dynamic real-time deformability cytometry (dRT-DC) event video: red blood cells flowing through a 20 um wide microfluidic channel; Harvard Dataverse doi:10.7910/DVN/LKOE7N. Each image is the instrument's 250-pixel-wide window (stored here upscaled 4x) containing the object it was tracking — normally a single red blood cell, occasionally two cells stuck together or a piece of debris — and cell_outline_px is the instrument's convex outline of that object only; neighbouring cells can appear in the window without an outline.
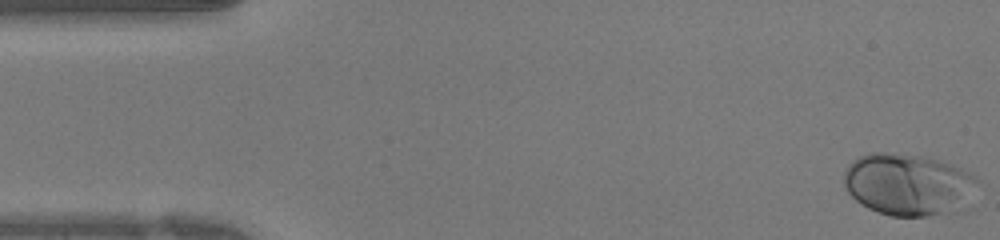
{"species": "human", "species_latin": "Homo sapiens", "temperature_condition": "warm", "stored_images_in_passage": 41, "camera_frame_rate_fps": 3000, "um_per_image_px": 0.085, "donor": {"sex": "female"}, "frame": {"image": 1, "passage_image": 1, "time_ms": 0.0, "image_size_px": [1000, 240], "cell_outline_px": [[980, 180], [940, 212], [928, 216], [892, 216], [868, 208], [860, 204], [848, 192], [844, 184], [844, 172], [848, 164], [852, 160], [868, 152], [884, 152], [920, 156], [940, 160], [952, 164], [976, 176]], "centroid_in_image_um": [76.96, 15.6], "position_along_channel_um": 8.0, "area_um2": 45.95}}
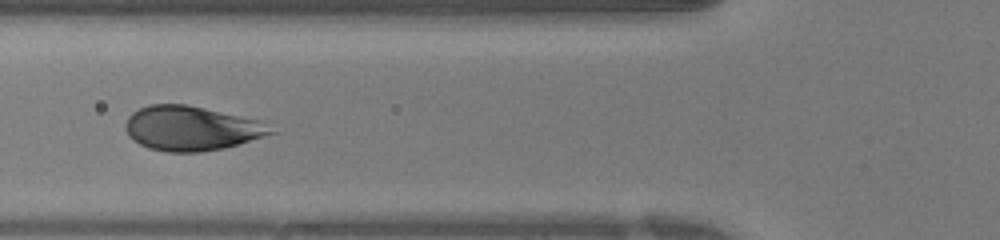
{"frame": {"image": 2, "passage_image": 15, "time_ms": 4.667, "image_size_px": [1000, 240], "cell_outline_px": [[280, 132], [240, 144], [224, 148], [200, 152], [168, 152], [148, 148], [132, 140], [128, 136], [124, 128], [124, 124], [128, 116], [132, 112], [148, 104], [188, 104], [260, 120]], "centroid_in_image_um": [16.28, 10.91], "position_along_channel_um": 109.5, "area_um2": 38.26}}
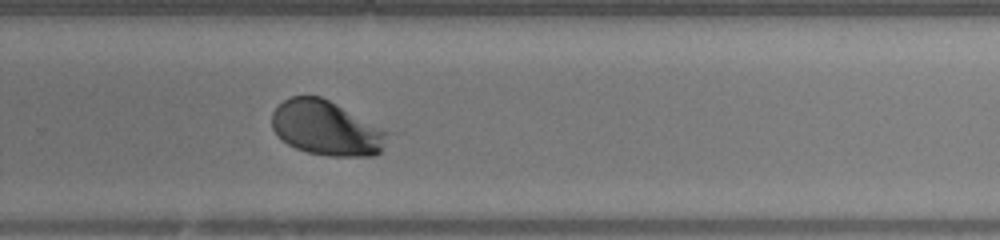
{"frame": {"image": 3, "passage_image": 27, "time_ms": 8.667, "image_size_px": [1000, 240], "cell_outline_px": [[388, 132], [384, 144], [380, 152], [372, 156], [328, 156], [308, 152], [296, 148], [288, 144], [272, 128], [272, 112], [284, 100], [292, 96], [320, 96], [336, 104]], "centroid_in_image_um": [27.7, 10.9], "position_along_channel_um": 302.1, "area_um2": 36.01}}